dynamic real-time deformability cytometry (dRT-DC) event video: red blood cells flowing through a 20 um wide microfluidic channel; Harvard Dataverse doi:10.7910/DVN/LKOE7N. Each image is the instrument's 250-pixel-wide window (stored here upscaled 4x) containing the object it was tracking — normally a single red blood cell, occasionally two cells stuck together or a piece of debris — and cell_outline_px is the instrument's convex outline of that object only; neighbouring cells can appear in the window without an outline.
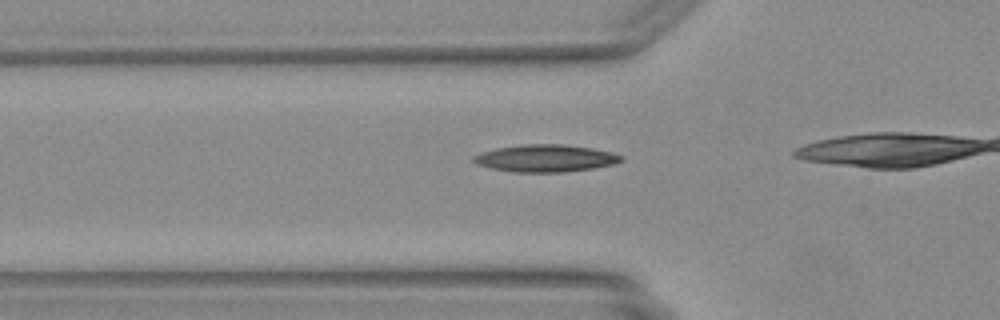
{"species": "Egyptian fruit bat (a non-hibernating species)", "species_latin": "Rousettus aegyptiacus", "temperature_condition": "warm", "stored_images_in_passage": 5, "camera_frame_rate_fps": 3000, "um_per_image_px": 0.085, "animal": {"sex": "female"}, "frame": {"image": 1, "passage_image": 3, "time_ms": 0.667, "image_size_px": [1000, 320], "cell_outline_px": [[624, 160], [612, 164], [592, 168], [564, 172], [512, 172], [492, 168], [476, 164], [472, 160], [472, 156], [480, 152], [496, 148], [524, 144], [564, 144], [592, 148], [612, 152], [624, 156]], "centroid_in_image_um": [46.35, 13.44], "position_along_channel_um": 79.5, "area_um2": 23.52}}